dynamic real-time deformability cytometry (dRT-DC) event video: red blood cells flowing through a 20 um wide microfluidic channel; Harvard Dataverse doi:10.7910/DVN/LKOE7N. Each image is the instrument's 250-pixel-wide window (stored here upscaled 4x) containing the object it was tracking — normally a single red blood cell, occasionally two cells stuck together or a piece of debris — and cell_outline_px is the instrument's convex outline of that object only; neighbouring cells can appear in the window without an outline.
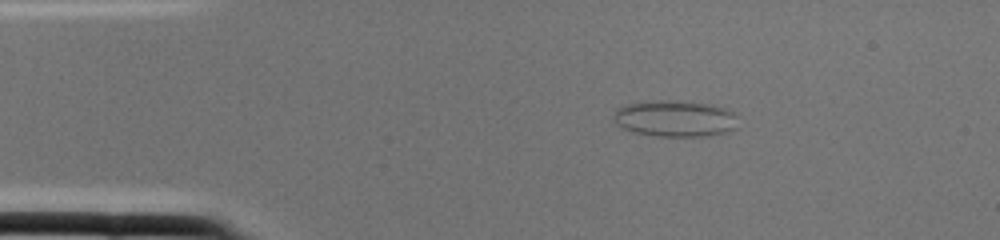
{"species": "common noctule bat (a hibernating species)", "species_latin": "Nyctalus noctula", "temperature_condition": "cold", "stored_images_in_passage": 1, "camera_frame_rate_fps": 3000, "um_per_image_px": 0.085, "animal": {"sex": "female", "body_mass_g": 22.0, "forearm_length_mm": 56.7}, "frame": {"image": 1, "passage_image": 1, "time_ms": 0.0, "image_size_px": [1000, 240], "cell_outline_px": [[740, 128], [728, 132], [708, 136], [656, 136], [632, 132], [616, 124], [612, 120], [612, 116], [616, 108], [620, 104], [644, 100], [676, 100], [712, 104], [724, 108], [732, 112], [736, 116]], "centroid_in_image_um": [57.35, 10.06], "position_along_channel_um": 27.7, "area_um2": 27.28}}